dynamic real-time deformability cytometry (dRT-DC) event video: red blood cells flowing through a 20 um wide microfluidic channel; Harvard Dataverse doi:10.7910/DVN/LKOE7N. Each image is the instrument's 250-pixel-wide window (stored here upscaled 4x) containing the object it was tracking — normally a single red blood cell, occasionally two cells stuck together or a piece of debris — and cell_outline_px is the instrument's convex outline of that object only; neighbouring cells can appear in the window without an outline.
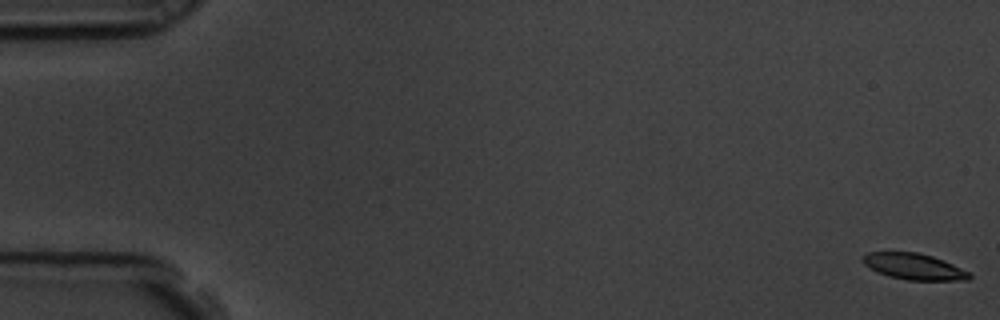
{"species": "common noctule bat (a hibernating species)", "species_latin": "Nyctalus noctula", "temperature_condition": "room temperature", "stored_images_in_passage": 58, "camera_frame_rate_fps": 3000, "um_per_image_px": 0.085, "animal": {"sex": "male", "body_mass_g": 19.5, "forearm_length_mm": 54.6}, "frame": {"image": 1, "passage_image": 1, "time_ms": 0.0, "image_size_px": [1000, 320], "cell_outline_px": [[972, 276], [968, 280], [908, 280], [888, 276], [876, 272], [864, 264], [860, 260], [860, 256], [868, 252], [920, 252], [944, 260], [968, 272]], "centroid_in_image_um": [77.62, 22.64], "position_along_channel_um": 7.4, "area_um2": 16.36}}
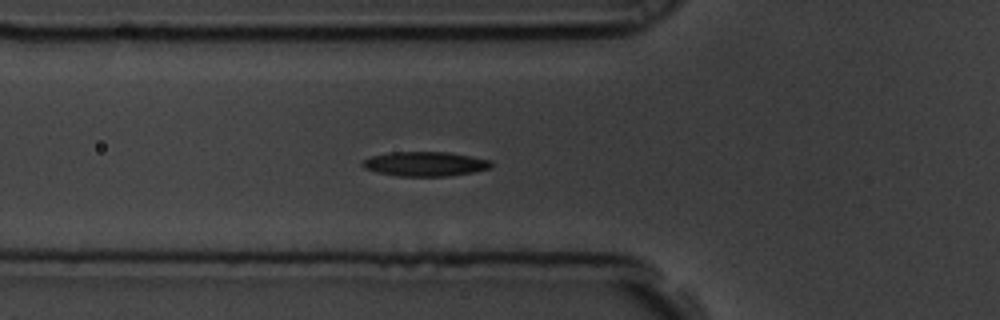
{"frame": {"image": 2, "passage_image": 21, "time_ms": 6.667, "image_size_px": [1000, 320], "cell_outline_px": [[492, 168], [472, 172], [448, 176], [396, 176], [376, 172], [364, 168], [360, 164], [364, 160], [372, 156], [388, 152], [448, 152], [492, 160]], "centroid_in_image_um": [36.13, 13.93], "position_along_channel_um": 89.7, "area_um2": 18.44}}
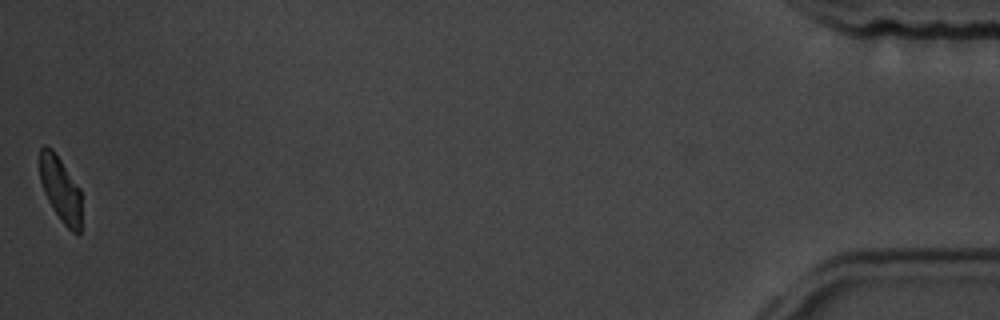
{"frame": {"image": 3, "passage_image": 58, "time_ms": 19.0, "image_size_px": [1000, 320], "cell_outline_px": [[80, 232], [72, 232], [60, 220], [48, 200], [44, 192], [40, 180], [40, 148], [44, 144], [52, 148], [80, 188]], "centroid_in_image_um": [5.12, 16.05], "position_along_channel_um": 430.1, "area_um2": 15.61}, "authors_computed_cell_mechanics": {"area_um2": 17.8024, "velocity_mm_per_s": 3.5423, "shape_relaxation_time_tau1_ms": 4.8603, "shape_relaxation_time_tau2_ms": null, "deformation_change_tau1": 0.1284, "deformation_change_tau2": null}}